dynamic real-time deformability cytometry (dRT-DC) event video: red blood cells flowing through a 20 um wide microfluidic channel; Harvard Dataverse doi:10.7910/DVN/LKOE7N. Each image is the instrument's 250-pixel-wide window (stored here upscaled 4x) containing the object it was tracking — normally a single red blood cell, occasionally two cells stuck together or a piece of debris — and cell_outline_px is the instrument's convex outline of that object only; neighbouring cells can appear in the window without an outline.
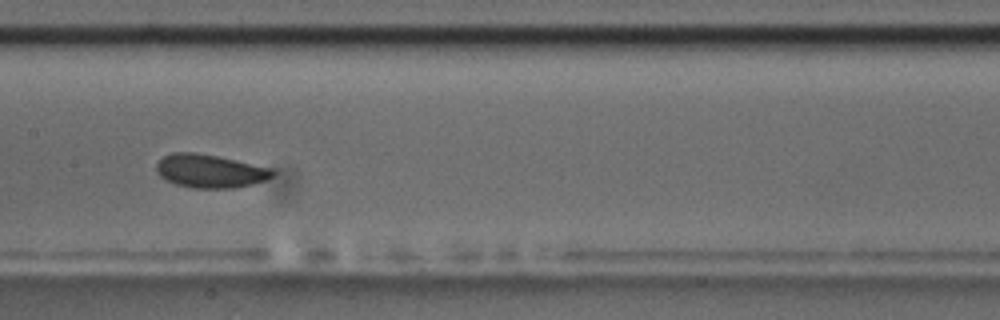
{"species": "common noctule bat (a hibernating species)", "species_latin": "Nyctalus noctula", "temperature_condition": "room temperature", "stored_images_in_passage": 14, "camera_frame_rate_fps": 3000, "um_per_image_px": 0.085, "animal": {"sex": "male", "body_mass_g": 17.5, "forearm_length_mm": 52.3}, "frame": {"image": 1, "passage_image": 7, "time_ms": 8.0, "image_size_px": [1000, 320], "cell_outline_px": [[276, 172], [272, 176], [264, 180], [252, 184], [232, 188], [192, 188], [176, 184], [164, 180], [156, 172], [156, 164], [164, 156], [172, 152], [196, 152], [236, 160], [272, 168]], "centroid_in_image_um": [17.82, 14.54], "position_along_channel_um": 189.6, "area_um2": 22.6}}
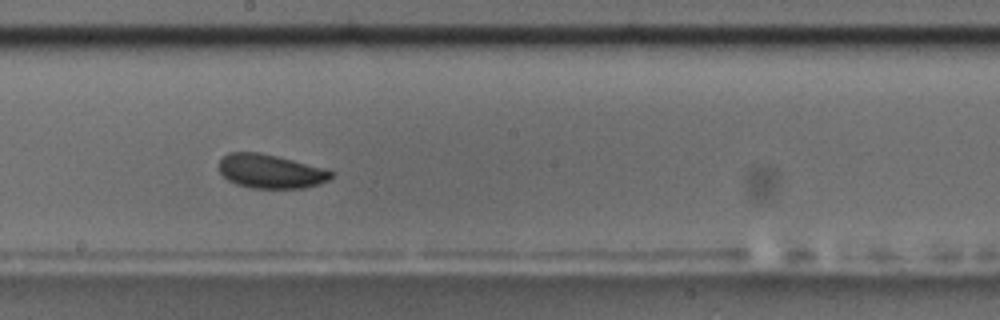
{"frame": {"image": 2, "passage_image": 8, "time_ms": 9.0, "image_size_px": [1000, 320], "cell_outline_px": [[336, 172], [328, 180], [304, 188], [252, 188], [236, 184], [228, 180], [220, 172], [220, 160], [228, 152], [260, 152], [324, 168]], "centroid_in_image_um": [23.0, 14.56], "position_along_channel_um": 225.2, "area_um2": 22.02}, "authors_computed_cell_mechanics": {"area_um2": 22.5131, "velocity_mm_per_s": 3.5927, "shape_relaxation_time_tau1_ms": 1.109, "shape_relaxation_time_tau2_ms": null, "deformation_change_tau1": 0.0446, "deformation_change_tau2": null}}